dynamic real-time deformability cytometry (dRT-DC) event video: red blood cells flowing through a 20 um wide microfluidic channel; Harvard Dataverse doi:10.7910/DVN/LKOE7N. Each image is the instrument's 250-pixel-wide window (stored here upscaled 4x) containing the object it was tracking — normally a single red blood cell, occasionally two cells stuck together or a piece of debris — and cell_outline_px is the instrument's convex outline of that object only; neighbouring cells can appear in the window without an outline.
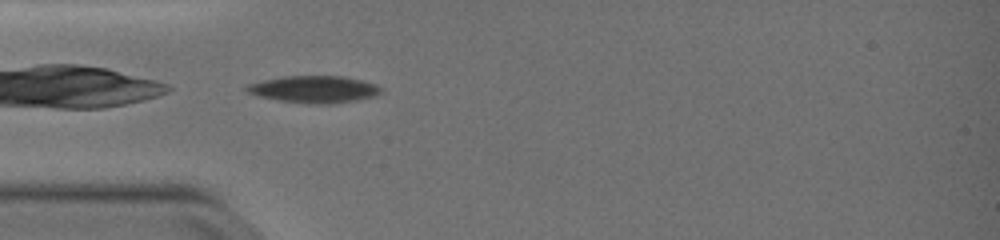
{"species": "common noctule bat (a hibernating species)", "species_latin": "Nyctalus noctula", "temperature_condition": "warm", "stored_images_in_passage": 34, "camera_frame_rate_fps": 3000, "um_per_image_px": 0.085, "animal": {"sex": "female", "body_mass_g": 19.0, "forearm_length_mm": 51.5}, "frame": {"image": 1, "passage_image": 1, "time_ms": 0.0, "image_size_px": [1000, 240], "cell_outline_px": [[380, 92], [376, 96], [356, 100], [328, 104], [312, 104], [280, 100], [256, 96], [248, 92], [244, 88], [248, 84], [264, 80], [284, 76], [344, 76], [364, 80], [376, 84], [380, 88]], "centroid_in_image_um": [26.7, 7.58], "position_along_channel_um": 58.3, "area_um2": 21.1}}
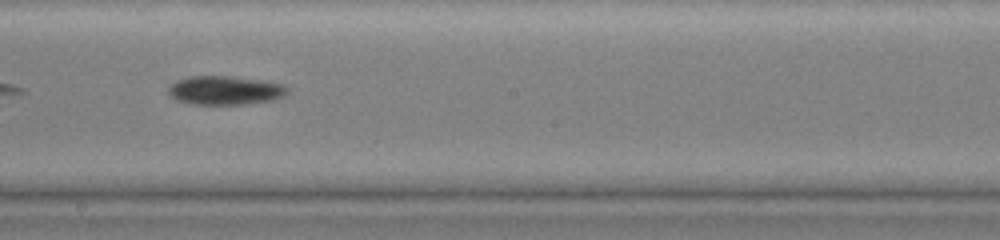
{"frame": {"image": 2, "passage_image": 15, "time_ms": 4.667, "image_size_px": [1000, 240], "cell_outline_px": [[288, 92], [284, 96], [272, 100], [244, 104], [192, 104], [176, 100], [168, 92], [168, 88], [176, 80], [188, 76], [228, 76], [260, 80], [284, 84], [288, 88]], "centroid_in_image_um": [19.13, 7.67], "position_along_channel_um": 229.1, "area_um2": 19.94}}
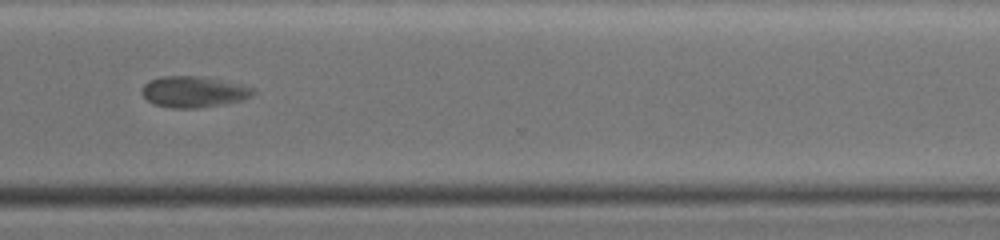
{"frame": {"image": 3, "passage_image": 25, "time_ms": 8.0, "image_size_px": [1000, 240], "cell_outline_px": [[256, 92], [252, 96], [244, 100], [224, 104], [196, 108], [172, 108], [156, 104], [148, 100], [140, 92], [144, 84], [148, 80], [160, 76], [200, 76], [240, 84], [256, 88]], "centroid_in_image_um": [16.48, 7.8], "position_along_channel_um": 354.1, "area_um2": 20.29}, "authors_computed_cell_mechanics": {"area_um2": 20.7502, "velocity_mm_per_s": 3.7187, "shape_relaxation_time_tau1_ms": null, "shape_relaxation_time_tau2_ms": 8.6011, "deformation_change_tau1": null, "deformation_change_tau2": 0.1121}}